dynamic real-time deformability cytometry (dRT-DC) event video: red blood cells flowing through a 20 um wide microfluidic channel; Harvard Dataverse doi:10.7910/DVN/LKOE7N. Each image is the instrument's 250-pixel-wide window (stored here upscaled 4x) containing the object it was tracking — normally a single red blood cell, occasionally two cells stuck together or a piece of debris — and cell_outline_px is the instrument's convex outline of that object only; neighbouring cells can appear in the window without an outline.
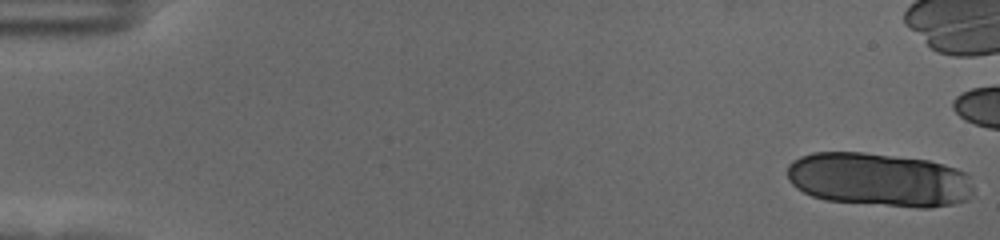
{"species": "human", "species_latin": "Homo sapiens", "temperature_condition": "cold", "stored_images_in_passage": 19, "camera_frame_rate_fps": 3000, "um_per_image_px": 0.085, "donor": {"sex": "female"}, "frame": {"image": 1, "passage_image": 1, "time_ms": 0.0, "image_size_px": [1000, 240], "cell_outline_px": [[972, 188], [968, 200], [952, 204], [928, 208], [916, 208], [824, 200], [812, 196], [796, 188], [788, 180], [788, 164], [792, 160], [800, 156], [812, 152], [864, 152], [928, 160], [944, 164], [956, 168], [964, 172], [968, 176]], "centroid_in_image_um": [74.69, 15.27], "position_along_channel_um": 10.3, "area_um2": 58.67}}